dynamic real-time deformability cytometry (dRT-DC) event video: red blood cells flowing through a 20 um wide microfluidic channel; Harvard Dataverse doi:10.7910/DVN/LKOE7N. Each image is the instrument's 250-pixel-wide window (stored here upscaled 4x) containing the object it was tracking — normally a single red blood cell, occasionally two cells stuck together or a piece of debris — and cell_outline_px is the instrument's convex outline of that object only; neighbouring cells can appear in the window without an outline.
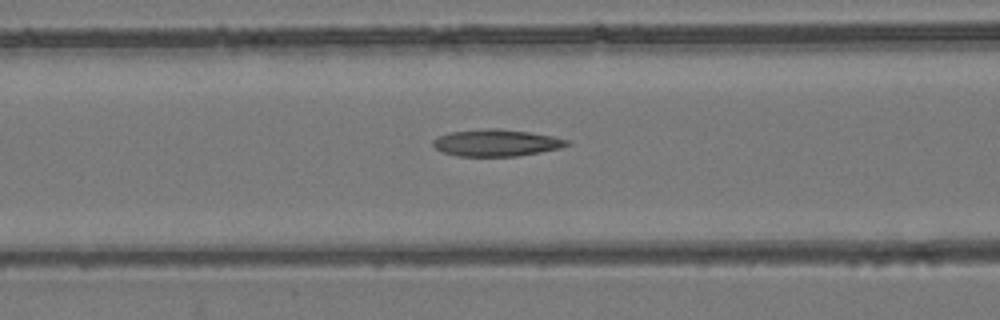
{"species": "common noctule bat (a hibernating species)", "species_latin": "Nyctalus noctula", "temperature_condition": "room temperature", "stored_images_in_passage": 52, "camera_frame_rate_fps": 3000, "um_per_image_px": 0.085, "animal": {"sex": "female", "body_mass_g": 24.6, "forearm_length_mm": 56.2}, "frame": {"image": 1, "passage_image": 22, "time_ms": 7.0, "image_size_px": [1000, 320], "cell_outline_px": [[572, 144], [560, 148], [540, 152], [516, 156], [460, 156], [444, 152], [436, 148], [432, 144], [432, 140], [436, 136], [448, 132], [484, 128], [496, 128], [528, 132], [552, 136], [568, 140]], "centroid_in_image_um": [42.16, 12.13], "position_along_channel_um": 124.4, "area_um2": 20.98}}
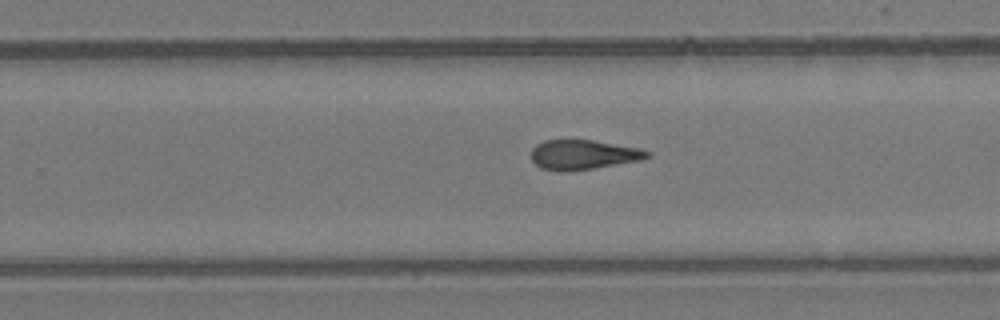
{"frame": {"image": 2, "passage_image": 34, "time_ms": 11.0, "image_size_px": [1000, 320], "cell_outline_px": [[652, 156], [636, 160], [592, 168], [540, 168], [532, 160], [532, 148], [536, 144], [544, 140], [592, 140], [640, 148], [652, 152]], "centroid_in_image_um": [49.61, 13.09], "position_along_channel_um": 280.2, "area_um2": 19.07}}
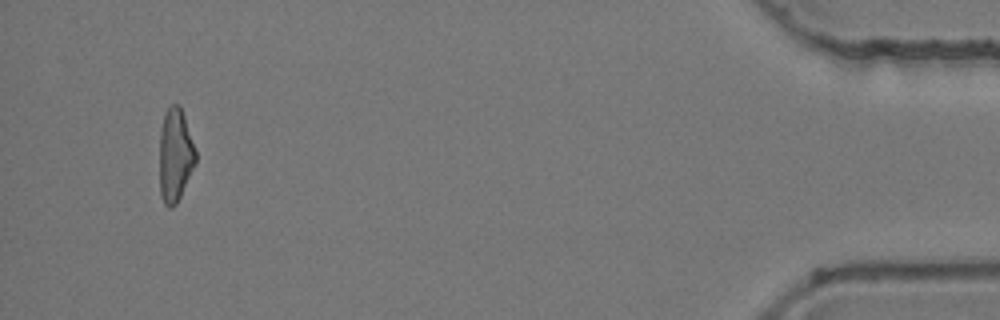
{"frame": {"image": 3, "passage_image": 51, "time_ms": 16.667, "image_size_px": [1000, 320], "cell_outline_px": [[196, 164], [176, 204], [172, 208], [168, 208], [164, 204], [160, 196], [160, 132], [164, 112], [172, 104], [180, 104], [196, 152]], "centroid_in_image_um": [14.89, 13.2], "position_along_channel_um": 420.3, "area_um2": 19.71}}